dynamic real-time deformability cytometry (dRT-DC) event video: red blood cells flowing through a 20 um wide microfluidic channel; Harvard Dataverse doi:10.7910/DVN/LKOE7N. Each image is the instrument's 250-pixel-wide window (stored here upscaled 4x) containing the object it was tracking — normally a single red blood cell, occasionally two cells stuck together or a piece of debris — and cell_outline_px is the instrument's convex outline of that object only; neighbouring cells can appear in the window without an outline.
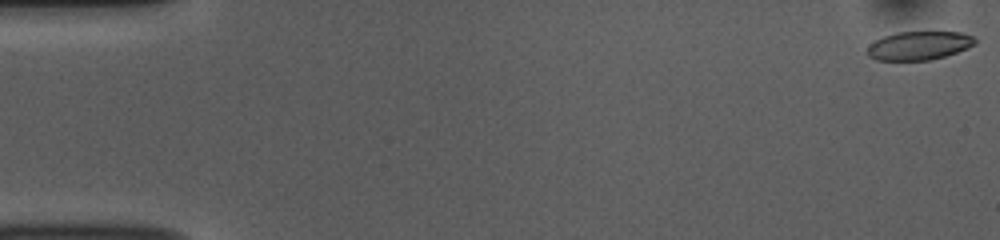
{"species": "common noctule bat (a hibernating species)", "species_latin": "Nyctalus noctula", "temperature_condition": "room temperature", "stored_images_in_passage": 53, "camera_frame_rate_fps": 3000, "um_per_image_px": 0.085, "animal": {"sex": "female", "body_mass_g": 10.0, "forearm_length_mm": 53.1}, "frame": {"image": 1, "passage_image": 1, "time_ms": 0.0, "image_size_px": [1000, 240], "cell_outline_px": [[976, 44], [968, 48], [944, 56], [928, 60], [876, 60], [868, 56], [868, 44], [884, 36], [896, 32], [960, 32], [972, 36], [976, 40]], "centroid_in_image_um": [78.1, 3.87], "position_along_channel_um": 6.9, "area_um2": 17.86}}
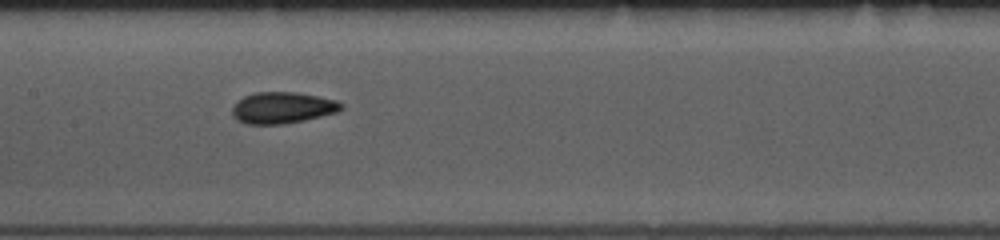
{"frame": {"image": 2, "passage_image": 26, "time_ms": 8.333, "image_size_px": [1000, 240], "cell_outline_px": [[344, 108], [336, 112], [304, 120], [284, 124], [248, 124], [236, 120], [232, 116], [232, 108], [236, 100], [244, 96], [256, 92], [296, 92], [336, 100], [344, 104]], "centroid_in_image_um": [23.97, 9.16], "position_along_channel_um": 183.4, "area_um2": 20.0}}
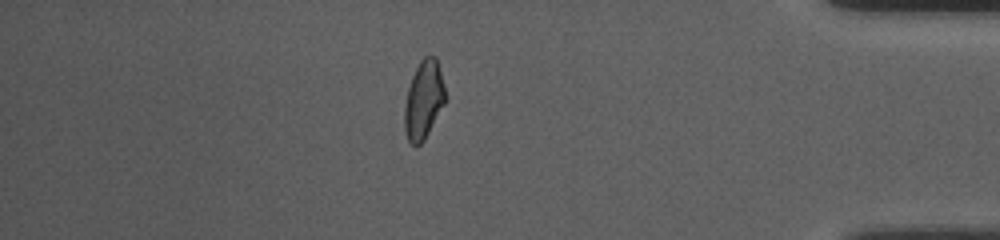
{"frame": {"image": 3, "passage_image": 46, "time_ms": 15.0, "image_size_px": [1000, 240], "cell_outline_px": [[444, 104], [424, 140], [416, 148], [408, 140], [404, 132], [404, 104], [408, 88], [412, 76], [420, 60], [424, 56], [436, 56], [444, 88]], "centroid_in_image_um": [35.97, 8.52], "position_along_channel_um": 399.2, "area_um2": 18.44}, "authors_computed_cell_mechanics": {"area_um2": 19.363, "velocity_mm_per_s": 3.7804, "shape_relaxation_time_tau1_ms": 3.9025, "shape_relaxation_time_tau2_ms": 2.1855, "deformation_change_tau1": 0.1052, "deformation_change_tau2": 0.0641}}